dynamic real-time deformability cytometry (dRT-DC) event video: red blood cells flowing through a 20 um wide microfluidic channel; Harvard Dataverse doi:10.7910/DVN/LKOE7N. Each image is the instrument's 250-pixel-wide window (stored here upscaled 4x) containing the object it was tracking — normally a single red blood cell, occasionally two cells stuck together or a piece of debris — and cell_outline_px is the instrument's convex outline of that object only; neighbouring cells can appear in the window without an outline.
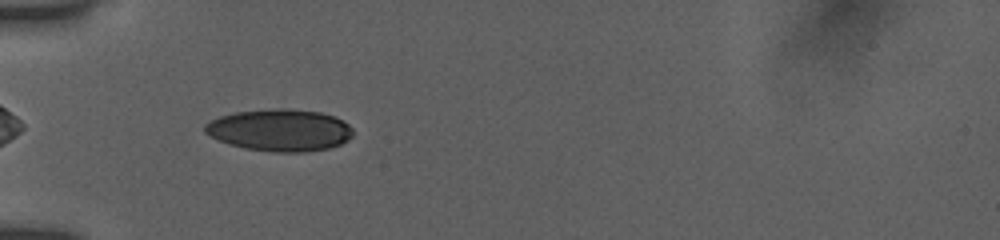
{"species": "human", "species_latin": "Homo sapiens", "temperature_condition": "room temperature", "stored_images_in_passage": 31, "camera_frame_rate_fps": 3000, "um_per_image_px": 0.085, "donor": {"sex": "female"}, "frame": {"image": 1, "passage_image": 3, "time_ms": 1.0, "image_size_px": [1000, 240], "cell_outline_px": [[352, 136], [348, 140], [340, 144], [328, 148], [304, 152], [272, 152], [244, 148], [220, 140], [204, 132], [204, 124], [220, 116], [236, 112], [276, 108], [288, 108], [320, 112], [336, 116], [348, 124], [352, 128]], "centroid_in_image_um": [23.81, 11.05], "position_along_channel_um": 61.2, "area_um2": 36.18}}
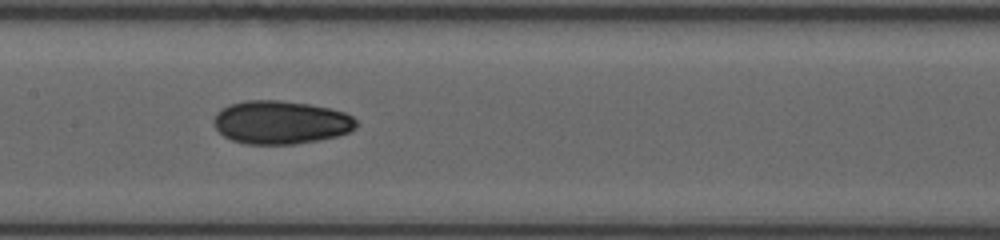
{"frame": {"image": 2, "passage_image": 13, "time_ms": 4.333, "image_size_px": [1000, 240], "cell_outline_px": [[356, 128], [348, 132], [336, 136], [320, 140], [292, 144], [248, 144], [232, 140], [224, 136], [216, 128], [212, 120], [216, 112], [228, 104], [244, 100], [280, 100], [312, 104], [344, 112], [352, 116], [356, 120]], "centroid_in_image_um": [23.84, 10.39], "position_along_channel_um": 183.6, "area_um2": 36.13}}
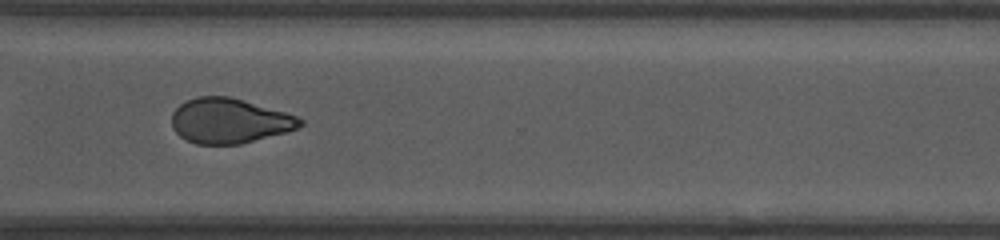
{"frame": {"image": 3, "passage_image": 30, "time_ms": 8.667, "image_size_px": [1000, 240], "cell_outline_px": [[304, 124], [296, 128], [284, 132], [240, 144], [196, 144], [180, 136], [172, 128], [172, 112], [180, 104], [196, 96], [228, 96], [244, 100], [284, 112], [296, 116], [304, 120]], "centroid_in_image_um": [19.47, 10.26], "position_along_channel_um": 351.1, "area_um2": 33.35}}